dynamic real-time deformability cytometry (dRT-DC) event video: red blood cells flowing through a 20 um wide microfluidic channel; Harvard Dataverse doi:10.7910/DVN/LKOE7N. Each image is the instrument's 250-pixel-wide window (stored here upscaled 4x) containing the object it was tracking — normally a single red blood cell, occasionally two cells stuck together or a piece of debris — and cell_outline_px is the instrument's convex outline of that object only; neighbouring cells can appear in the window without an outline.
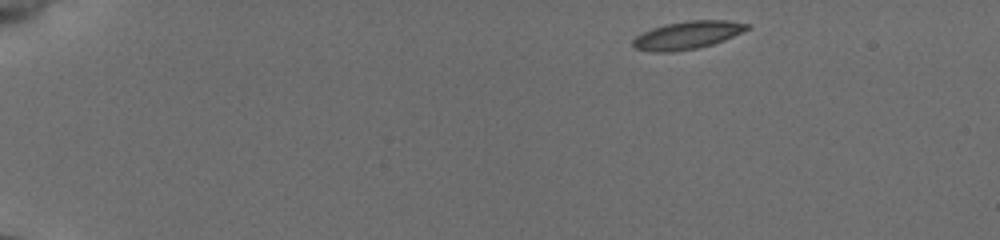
{"species": "common noctule bat (a hibernating species)", "species_latin": "Nyctalus noctula", "temperature_condition": "cold", "stored_images_in_passage": 47, "camera_frame_rate_fps": 3000, "um_per_image_px": 0.085, "animal": {"sex": "female", "body_mass_g": 19.5, "forearm_length_mm": 54.1}, "frame": {"image": 1, "passage_image": 1, "time_ms": 0.0, "image_size_px": [1000, 240], "cell_outline_px": [[752, 24], [748, 28], [724, 40], [712, 44], [696, 48], [672, 52], [652, 52], [636, 48], [632, 44], [632, 40], [636, 36], [652, 28], [664, 24], [688, 20], [728, 20]], "centroid_in_image_um": [58.41, 2.98], "position_along_channel_um": 26.6, "area_um2": 18.44}}
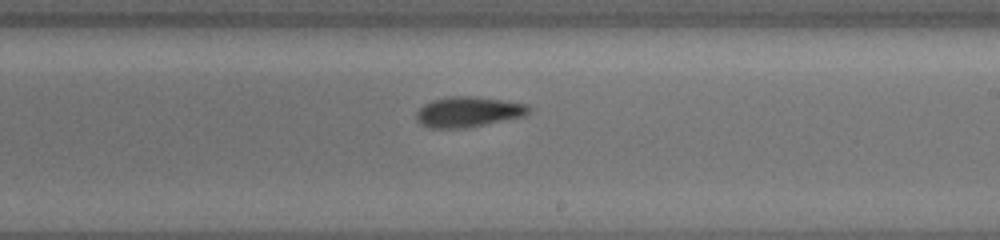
{"frame": {"image": 2, "passage_image": 27, "time_ms": 8.667, "image_size_px": [1000, 240], "cell_outline_px": [[532, 108], [524, 116], [468, 128], [432, 128], [420, 124], [416, 120], [416, 112], [424, 104], [432, 100], [448, 96], [476, 96], [528, 104]], "centroid_in_image_um": [39.79, 9.51], "position_along_channel_um": 249.2, "area_um2": 20.06}}
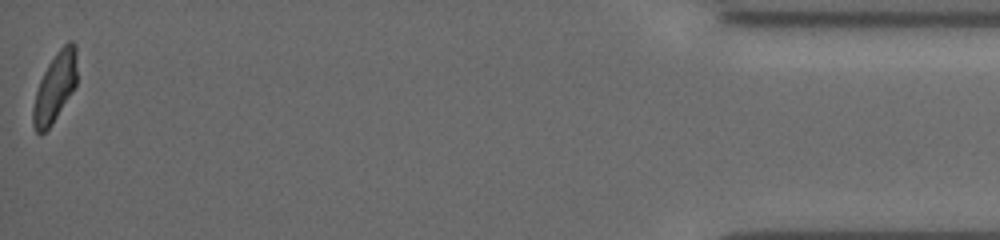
{"frame": {"image": 3, "passage_image": 47, "time_ms": 15.333, "image_size_px": [1000, 240], "cell_outline_px": [[76, 84], [72, 92], [52, 124], [40, 136], [36, 132], [32, 124], [32, 108], [36, 92], [40, 80], [48, 64], [56, 52], [68, 40], [72, 40], [76, 44]], "centroid_in_image_um": [4.66, 7.42], "position_along_channel_um": 430.5, "area_um2": 17.74}, "authors_computed_cell_mechanics": {"area_um2": 19.1318, "velocity_mm_per_s": 3.8605, "shape_relaxation_time_tau1_ms": 3.1686, "shape_relaxation_time_tau2_ms": 1.6826, "deformation_change_tau1": 0.1282, "deformation_change_tau2": 0.0744}}